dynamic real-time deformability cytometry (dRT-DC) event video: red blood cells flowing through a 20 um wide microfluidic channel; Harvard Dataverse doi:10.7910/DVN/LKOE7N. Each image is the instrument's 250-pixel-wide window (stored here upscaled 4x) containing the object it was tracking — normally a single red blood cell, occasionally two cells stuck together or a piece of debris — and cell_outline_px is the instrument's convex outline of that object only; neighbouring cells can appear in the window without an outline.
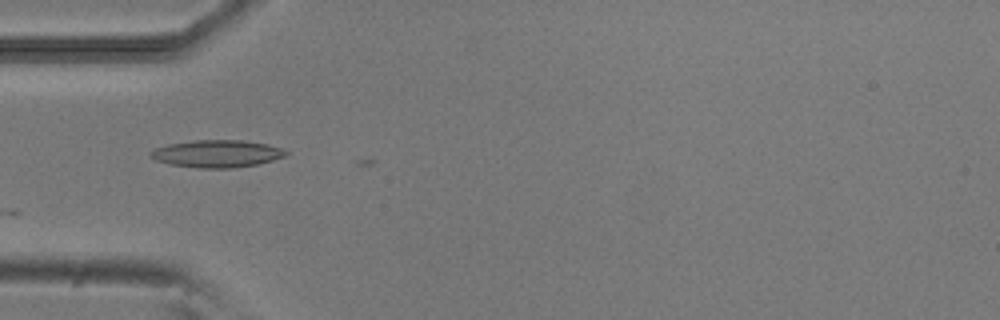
{"species": "common noctule bat (a hibernating species)", "species_latin": "Nyctalus noctula", "temperature_condition": "room temperature", "stored_images_in_passage": 3, "camera_frame_rate_fps": 3000, "um_per_image_px": 0.085, "animal": {"sex": "male", "body_mass_g": 20.5, "forearm_length_mm": 52.5}, "frame": {"image": 1, "passage_image": 1, "time_ms": 0.0, "image_size_px": [1000, 320], "cell_outline_px": [[288, 156], [256, 164], [232, 168], [196, 168], [172, 164], [156, 160], [148, 156], [148, 152], [156, 148], [168, 144], [196, 140], [244, 140], [268, 144], [280, 148], [288, 152]], "centroid_in_image_um": [18.44, 13.06], "position_along_channel_um": 66.6, "area_um2": 21.56}}